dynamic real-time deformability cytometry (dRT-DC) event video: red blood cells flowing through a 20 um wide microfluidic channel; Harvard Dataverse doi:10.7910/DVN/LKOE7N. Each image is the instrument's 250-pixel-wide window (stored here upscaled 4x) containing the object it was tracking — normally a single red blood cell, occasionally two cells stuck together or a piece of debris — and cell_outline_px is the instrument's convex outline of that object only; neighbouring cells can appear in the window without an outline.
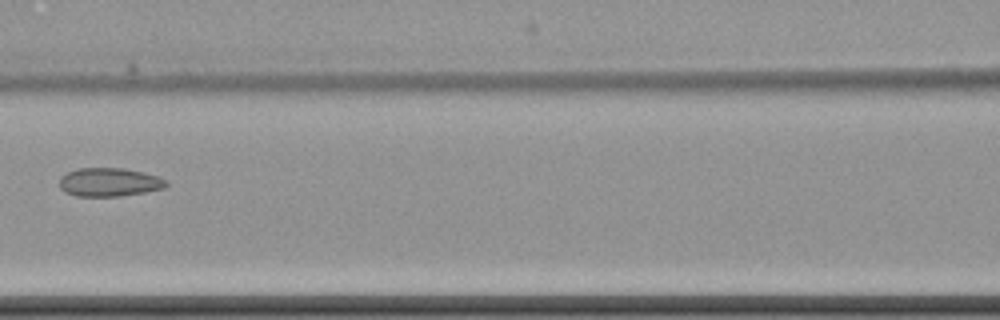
{"species": "common noctule bat (a hibernating species)", "species_latin": "Nyctalus noctula", "temperature_condition": "cold", "stored_images_in_passage": 8, "camera_frame_rate_fps": 3000, "um_per_image_px": 0.085, "animal": {"sex": "female", "body_mass_g": 22.7, "forearm_length_mm": 54.2}, "frame": {"image": 1, "passage_image": 4, "time_ms": 4.667, "image_size_px": [1000, 320], "cell_outline_px": [[168, 184], [164, 188], [144, 192], [120, 196], [76, 196], [64, 192], [60, 188], [60, 176], [76, 168], [124, 168], [144, 172], [160, 176], [168, 180]], "centroid_in_image_um": [9.3, 15.48], "position_along_channel_um": 157.3, "area_um2": 17.98}}
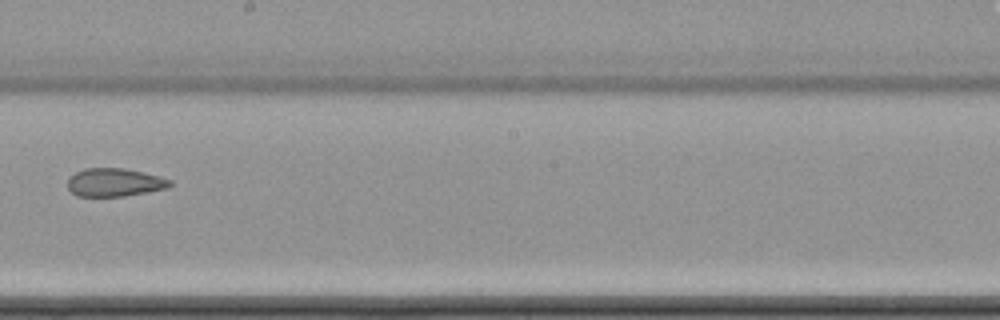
{"frame": {"image": 2, "passage_image": 6, "time_ms": 7.0, "image_size_px": [1000, 320], "cell_outline_px": [[172, 184], [168, 188], [148, 192], [124, 196], [76, 196], [68, 188], [68, 176], [84, 168], [124, 168], [144, 172], [160, 176], [172, 180]], "centroid_in_image_um": [9.75, 15.5], "position_along_channel_um": 238.5, "area_um2": 16.99}}
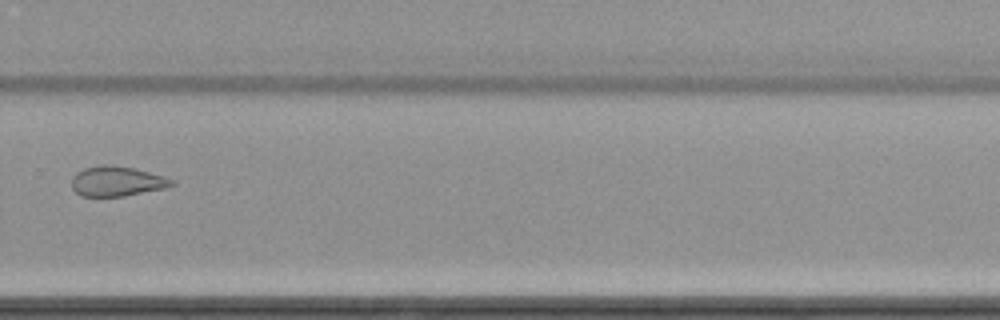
{"frame": {"image": 3, "passage_image": 8, "time_ms": 9.333, "image_size_px": [1000, 320], "cell_outline_px": [[176, 184], [164, 188], [124, 196], [80, 196], [72, 188], [72, 176], [76, 172], [84, 168], [100, 164], [112, 164], [132, 168], [164, 176], [176, 180]], "centroid_in_image_um": [9.92, 15.4], "position_along_channel_um": 319.9, "area_um2": 17.57}}